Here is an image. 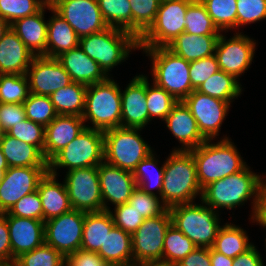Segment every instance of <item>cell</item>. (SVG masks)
Instances as JSON below:
<instances>
[{
	"mask_svg": "<svg viewBox=\"0 0 266 266\" xmlns=\"http://www.w3.org/2000/svg\"><path fill=\"white\" fill-rule=\"evenodd\" d=\"M48 167H9L0 183V213L8 212L23 196L37 190Z\"/></svg>",
	"mask_w": 266,
	"mask_h": 266,
	"instance_id": "17",
	"label": "cell"
},
{
	"mask_svg": "<svg viewBox=\"0 0 266 266\" xmlns=\"http://www.w3.org/2000/svg\"><path fill=\"white\" fill-rule=\"evenodd\" d=\"M183 102L197 121L202 136L206 140H214L213 138L219 134L231 103L211 97L196 89Z\"/></svg>",
	"mask_w": 266,
	"mask_h": 266,
	"instance_id": "16",
	"label": "cell"
},
{
	"mask_svg": "<svg viewBox=\"0 0 266 266\" xmlns=\"http://www.w3.org/2000/svg\"><path fill=\"white\" fill-rule=\"evenodd\" d=\"M86 127L84 120L76 115H57L45 127L43 156L49 162L59 151L72 142Z\"/></svg>",
	"mask_w": 266,
	"mask_h": 266,
	"instance_id": "22",
	"label": "cell"
},
{
	"mask_svg": "<svg viewBox=\"0 0 266 266\" xmlns=\"http://www.w3.org/2000/svg\"><path fill=\"white\" fill-rule=\"evenodd\" d=\"M115 227L121 228L131 235L143 223L144 218L129 204H120L114 207V214L110 210Z\"/></svg>",
	"mask_w": 266,
	"mask_h": 266,
	"instance_id": "51",
	"label": "cell"
},
{
	"mask_svg": "<svg viewBox=\"0 0 266 266\" xmlns=\"http://www.w3.org/2000/svg\"><path fill=\"white\" fill-rule=\"evenodd\" d=\"M232 266H264V264L256 246L253 245L245 253L235 257Z\"/></svg>",
	"mask_w": 266,
	"mask_h": 266,
	"instance_id": "58",
	"label": "cell"
},
{
	"mask_svg": "<svg viewBox=\"0 0 266 266\" xmlns=\"http://www.w3.org/2000/svg\"><path fill=\"white\" fill-rule=\"evenodd\" d=\"M266 19V0H237V27Z\"/></svg>",
	"mask_w": 266,
	"mask_h": 266,
	"instance_id": "49",
	"label": "cell"
},
{
	"mask_svg": "<svg viewBox=\"0 0 266 266\" xmlns=\"http://www.w3.org/2000/svg\"><path fill=\"white\" fill-rule=\"evenodd\" d=\"M184 32L195 35L220 36V30L214 24L205 6L200 0H194L186 10Z\"/></svg>",
	"mask_w": 266,
	"mask_h": 266,
	"instance_id": "38",
	"label": "cell"
},
{
	"mask_svg": "<svg viewBox=\"0 0 266 266\" xmlns=\"http://www.w3.org/2000/svg\"><path fill=\"white\" fill-rule=\"evenodd\" d=\"M64 184L72 209L86 213L103 211L98 166L66 172Z\"/></svg>",
	"mask_w": 266,
	"mask_h": 266,
	"instance_id": "12",
	"label": "cell"
},
{
	"mask_svg": "<svg viewBox=\"0 0 266 266\" xmlns=\"http://www.w3.org/2000/svg\"><path fill=\"white\" fill-rule=\"evenodd\" d=\"M30 93L50 96L63 88L72 79L57 58L34 56L26 72Z\"/></svg>",
	"mask_w": 266,
	"mask_h": 266,
	"instance_id": "18",
	"label": "cell"
},
{
	"mask_svg": "<svg viewBox=\"0 0 266 266\" xmlns=\"http://www.w3.org/2000/svg\"><path fill=\"white\" fill-rule=\"evenodd\" d=\"M51 16L48 22L46 56L57 58L62 53L79 46V37L69 23L48 4Z\"/></svg>",
	"mask_w": 266,
	"mask_h": 266,
	"instance_id": "28",
	"label": "cell"
},
{
	"mask_svg": "<svg viewBox=\"0 0 266 266\" xmlns=\"http://www.w3.org/2000/svg\"><path fill=\"white\" fill-rule=\"evenodd\" d=\"M10 260H12V250L5 212L0 213V261Z\"/></svg>",
	"mask_w": 266,
	"mask_h": 266,
	"instance_id": "56",
	"label": "cell"
},
{
	"mask_svg": "<svg viewBox=\"0 0 266 266\" xmlns=\"http://www.w3.org/2000/svg\"><path fill=\"white\" fill-rule=\"evenodd\" d=\"M114 226L110 211L85 212L80 249L98 253L101 245H104L106 235Z\"/></svg>",
	"mask_w": 266,
	"mask_h": 266,
	"instance_id": "32",
	"label": "cell"
},
{
	"mask_svg": "<svg viewBox=\"0 0 266 266\" xmlns=\"http://www.w3.org/2000/svg\"><path fill=\"white\" fill-rule=\"evenodd\" d=\"M217 28L237 29V0H200Z\"/></svg>",
	"mask_w": 266,
	"mask_h": 266,
	"instance_id": "40",
	"label": "cell"
},
{
	"mask_svg": "<svg viewBox=\"0 0 266 266\" xmlns=\"http://www.w3.org/2000/svg\"><path fill=\"white\" fill-rule=\"evenodd\" d=\"M146 76L136 75L121 91V127L143 129L149 123Z\"/></svg>",
	"mask_w": 266,
	"mask_h": 266,
	"instance_id": "20",
	"label": "cell"
},
{
	"mask_svg": "<svg viewBox=\"0 0 266 266\" xmlns=\"http://www.w3.org/2000/svg\"><path fill=\"white\" fill-rule=\"evenodd\" d=\"M175 266H211L210 248L196 247Z\"/></svg>",
	"mask_w": 266,
	"mask_h": 266,
	"instance_id": "55",
	"label": "cell"
},
{
	"mask_svg": "<svg viewBox=\"0 0 266 266\" xmlns=\"http://www.w3.org/2000/svg\"><path fill=\"white\" fill-rule=\"evenodd\" d=\"M46 4L44 0H0V18L11 25L20 18L36 14Z\"/></svg>",
	"mask_w": 266,
	"mask_h": 266,
	"instance_id": "46",
	"label": "cell"
},
{
	"mask_svg": "<svg viewBox=\"0 0 266 266\" xmlns=\"http://www.w3.org/2000/svg\"><path fill=\"white\" fill-rule=\"evenodd\" d=\"M47 4H52L55 0H44Z\"/></svg>",
	"mask_w": 266,
	"mask_h": 266,
	"instance_id": "66",
	"label": "cell"
},
{
	"mask_svg": "<svg viewBox=\"0 0 266 266\" xmlns=\"http://www.w3.org/2000/svg\"><path fill=\"white\" fill-rule=\"evenodd\" d=\"M11 216L30 218L43 221L42 202L38 191L23 196L8 211Z\"/></svg>",
	"mask_w": 266,
	"mask_h": 266,
	"instance_id": "50",
	"label": "cell"
},
{
	"mask_svg": "<svg viewBox=\"0 0 266 266\" xmlns=\"http://www.w3.org/2000/svg\"><path fill=\"white\" fill-rule=\"evenodd\" d=\"M29 94L26 74H0V103L23 104Z\"/></svg>",
	"mask_w": 266,
	"mask_h": 266,
	"instance_id": "43",
	"label": "cell"
},
{
	"mask_svg": "<svg viewBox=\"0 0 266 266\" xmlns=\"http://www.w3.org/2000/svg\"><path fill=\"white\" fill-rule=\"evenodd\" d=\"M0 266H19L18 262L14 260L0 261Z\"/></svg>",
	"mask_w": 266,
	"mask_h": 266,
	"instance_id": "62",
	"label": "cell"
},
{
	"mask_svg": "<svg viewBox=\"0 0 266 266\" xmlns=\"http://www.w3.org/2000/svg\"><path fill=\"white\" fill-rule=\"evenodd\" d=\"M218 38L219 36H198L183 32L167 48L191 62L214 55Z\"/></svg>",
	"mask_w": 266,
	"mask_h": 266,
	"instance_id": "30",
	"label": "cell"
},
{
	"mask_svg": "<svg viewBox=\"0 0 266 266\" xmlns=\"http://www.w3.org/2000/svg\"><path fill=\"white\" fill-rule=\"evenodd\" d=\"M34 55L9 28L0 39V74H26Z\"/></svg>",
	"mask_w": 266,
	"mask_h": 266,
	"instance_id": "26",
	"label": "cell"
},
{
	"mask_svg": "<svg viewBox=\"0 0 266 266\" xmlns=\"http://www.w3.org/2000/svg\"><path fill=\"white\" fill-rule=\"evenodd\" d=\"M85 212L74 210L51 218L45 224V243L64 257L81 248Z\"/></svg>",
	"mask_w": 266,
	"mask_h": 266,
	"instance_id": "13",
	"label": "cell"
},
{
	"mask_svg": "<svg viewBox=\"0 0 266 266\" xmlns=\"http://www.w3.org/2000/svg\"><path fill=\"white\" fill-rule=\"evenodd\" d=\"M171 224L169 209L157 217L144 219L132 234L133 265H162L164 238Z\"/></svg>",
	"mask_w": 266,
	"mask_h": 266,
	"instance_id": "11",
	"label": "cell"
},
{
	"mask_svg": "<svg viewBox=\"0 0 266 266\" xmlns=\"http://www.w3.org/2000/svg\"><path fill=\"white\" fill-rule=\"evenodd\" d=\"M233 75L219 70L203 82L196 90L231 103L232 99L242 94V85Z\"/></svg>",
	"mask_w": 266,
	"mask_h": 266,
	"instance_id": "35",
	"label": "cell"
},
{
	"mask_svg": "<svg viewBox=\"0 0 266 266\" xmlns=\"http://www.w3.org/2000/svg\"><path fill=\"white\" fill-rule=\"evenodd\" d=\"M8 168H0V183L2 182L3 178H4V174H5V171L7 170Z\"/></svg>",
	"mask_w": 266,
	"mask_h": 266,
	"instance_id": "63",
	"label": "cell"
},
{
	"mask_svg": "<svg viewBox=\"0 0 266 266\" xmlns=\"http://www.w3.org/2000/svg\"><path fill=\"white\" fill-rule=\"evenodd\" d=\"M4 133L5 132L2 130V127L0 126V139L3 137Z\"/></svg>",
	"mask_w": 266,
	"mask_h": 266,
	"instance_id": "65",
	"label": "cell"
},
{
	"mask_svg": "<svg viewBox=\"0 0 266 266\" xmlns=\"http://www.w3.org/2000/svg\"><path fill=\"white\" fill-rule=\"evenodd\" d=\"M79 47L107 75L114 66L125 61L131 50H139L138 39L132 33L114 27L80 38Z\"/></svg>",
	"mask_w": 266,
	"mask_h": 266,
	"instance_id": "4",
	"label": "cell"
},
{
	"mask_svg": "<svg viewBox=\"0 0 266 266\" xmlns=\"http://www.w3.org/2000/svg\"><path fill=\"white\" fill-rule=\"evenodd\" d=\"M25 119L26 114L23 104L0 103V126L5 133Z\"/></svg>",
	"mask_w": 266,
	"mask_h": 266,
	"instance_id": "53",
	"label": "cell"
},
{
	"mask_svg": "<svg viewBox=\"0 0 266 266\" xmlns=\"http://www.w3.org/2000/svg\"><path fill=\"white\" fill-rule=\"evenodd\" d=\"M72 81L86 86L106 80L109 76L100 65L77 46L57 57Z\"/></svg>",
	"mask_w": 266,
	"mask_h": 266,
	"instance_id": "24",
	"label": "cell"
},
{
	"mask_svg": "<svg viewBox=\"0 0 266 266\" xmlns=\"http://www.w3.org/2000/svg\"><path fill=\"white\" fill-rule=\"evenodd\" d=\"M6 133L20 141L35 145L43 153L45 144V127L43 125L26 118Z\"/></svg>",
	"mask_w": 266,
	"mask_h": 266,
	"instance_id": "48",
	"label": "cell"
},
{
	"mask_svg": "<svg viewBox=\"0 0 266 266\" xmlns=\"http://www.w3.org/2000/svg\"><path fill=\"white\" fill-rule=\"evenodd\" d=\"M219 71L218 61L214 55L190 62V80L194 89H197L214 73Z\"/></svg>",
	"mask_w": 266,
	"mask_h": 266,
	"instance_id": "52",
	"label": "cell"
},
{
	"mask_svg": "<svg viewBox=\"0 0 266 266\" xmlns=\"http://www.w3.org/2000/svg\"><path fill=\"white\" fill-rule=\"evenodd\" d=\"M253 245V243H250L244 229L235 224L226 223L220 227L211 248L218 253L234 259L238 255L245 253Z\"/></svg>",
	"mask_w": 266,
	"mask_h": 266,
	"instance_id": "33",
	"label": "cell"
},
{
	"mask_svg": "<svg viewBox=\"0 0 266 266\" xmlns=\"http://www.w3.org/2000/svg\"><path fill=\"white\" fill-rule=\"evenodd\" d=\"M56 177L47 172L38 184L44 222L72 210L66 186L64 182L59 183Z\"/></svg>",
	"mask_w": 266,
	"mask_h": 266,
	"instance_id": "27",
	"label": "cell"
},
{
	"mask_svg": "<svg viewBox=\"0 0 266 266\" xmlns=\"http://www.w3.org/2000/svg\"><path fill=\"white\" fill-rule=\"evenodd\" d=\"M152 84V86L149 84L148 77L146 76V101L149 122L154 117L164 121L178 101L164 88L157 86L154 82Z\"/></svg>",
	"mask_w": 266,
	"mask_h": 266,
	"instance_id": "42",
	"label": "cell"
},
{
	"mask_svg": "<svg viewBox=\"0 0 266 266\" xmlns=\"http://www.w3.org/2000/svg\"><path fill=\"white\" fill-rule=\"evenodd\" d=\"M51 6L69 23L79 38L109 28L97 0H55Z\"/></svg>",
	"mask_w": 266,
	"mask_h": 266,
	"instance_id": "14",
	"label": "cell"
},
{
	"mask_svg": "<svg viewBox=\"0 0 266 266\" xmlns=\"http://www.w3.org/2000/svg\"><path fill=\"white\" fill-rule=\"evenodd\" d=\"M0 147L9 167H48L43 153L35 146L4 133Z\"/></svg>",
	"mask_w": 266,
	"mask_h": 266,
	"instance_id": "29",
	"label": "cell"
},
{
	"mask_svg": "<svg viewBox=\"0 0 266 266\" xmlns=\"http://www.w3.org/2000/svg\"><path fill=\"white\" fill-rule=\"evenodd\" d=\"M12 260L45 243L44 221L11 216L6 212Z\"/></svg>",
	"mask_w": 266,
	"mask_h": 266,
	"instance_id": "21",
	"label": "cell"
},
{
	"mask_svg": "<svg viewBox=\"0 0 266 266\" xmlns=\"http://www.w3.org/2000/svg\"><path fill=\"white\" fill-rule=\"evenodd\" d=\"M196 203L179 204L169 208L172 224L197 247L211 248L220 229L216 210Z\"/></svg>",
	"mask_w": 266,
	"mask_h": 266,
	"instance_id": "7",
	"label": "cell"
},
{
	"mask_svg": "<svg viewBox=\"0 0 266 266\" xmlns=\"http://www.w3.org/2000/svg\"><path fill=\"white\" fill-rule=\"evenodd\" d=\"M133 266H165L160 264H134Z\"/></svg>",
	"mask_w": 266,
	"mask_h": 266,
	"instance_id": "64",
	"label": "cell"
},
{
	"mask_svg": "<svg viewBox=\"0 0 266 266\" xmlns=\"http://www.w3.org/2000/svg\"><path fill=\"white\" fill-rule=\"evenodd\" d=\"M46 4L34 15L14 21L10 28L17 34L34 56H46L48 22L45 21Z\"/></svg>",
	"mask_w": 266,
	"mask_h": 266,
	"instance_id": "25",
	"label": "cell"
},
{
	"mask_svg": "<svg viewBox=\"0 0 266 266\" xmlns=\"http://www.w3.org/2000/svg\"><path fill=\"white\" fill-rule=\"evenodd\" d=\"M99 184L103 201V211H110L108 201L115 206L128 203L137 187L133 173L102 162L98 166Z\"/></svg>",
	"mask_w": 266,
	"mask_h": 266,
	"instance_id": "19",
	"label": "cell"
},
{
	"mask_svg": "<svg viewBox=\"0 0 266 266\" xmlns=\"http://www.w3.org/2000/svg\"><path fill=\"white\" fill-rule=\"evenodd\" d=\"M211 266H232L233 258L227 257L224 254L210 248Z\"/></svg>",
	"mask_w": 266,
	"mask_h": 266,
	"instance_id": "59",
	"label": "cell"
},
{
	"mask_svg": "<svg viewBox=\"0 0 266 266\" xmlns=\"http://www.w3.org/2000/svg\"><path fill=\"white\" fill-rule=\"evenodd\" d=\"M251 219L254 223L256 221L259 225L266 226V182L264 180L260 183L256 206Z\"/></svg>",
	"mask_w": 266,
	"mask_h": 266,
	"instance_id": "57",
	"label": "cell"
},
{
	"mask_svg": "<svg viewBox=\"0 0 266 266\" xmlns=\"http://www.w3.org/2000/svg\"><path fill=\"white\" fill-rule=\"evenodd\" d=\"M202 197L196 165L190 151L172 150L164 163L161 201L169 209L179 204L193 203Z\"/></svg>",
	"mask_w": 266,
	"mask_h": 266,
	"instance_id": "1",
	"label": "cell"
},
{
	"mask_svg": "<svg viewBox=\"0 0 266 266\" xmlns=\"http://www.w3.org/2000/svg\"><path fill=\"white\" fill-rule=\"evenodd\" d=\"M196 247L187 236L171 224L164 238L162 265L175 266Z\"/></svg>",
	"mask_w": 266,
	"mask_h": 266,
	"instance_id": "37",
	"label": "cell"
},
{
	"mask_svg": "<svg viewBox=\"0 0 266 266\" xmlns=\"http://www.w3.org/2000/svg\"><path fill=\"white\" fill-rule=\"evenodd\" d=\"M23 106L26 118L44 127L58 115L49 96L30 93Z\"/></svg>",
	"mask_w": 266,
	"mask_h": 266,
	"instance_id": "44",
	"label": "cell"
},
{
	"mask_svg": "<svg viewBox=\"0 0 266 266\" xmlns=\"http://www.w3.org/2000/svg\"><path fill=\"white\" fill-rule=\"evenodd\" d=\"M104 162V133L102 130L87 128L49 162L48 172L57 176L58 168L68 171L78 168L99 166Z\"/></svg>",
	"mask_w": 266,
	"mask_h": 266,
	"instance_id": "9",
	"label": "cell"
},
{
	"mask_svg": "<svg viewBox=\"0 0 266 266\" xmlns=\"http://www.w3.org/2000/svg\"><path fill=\"white\" fill-rule=\"evenodd\" d=\"M160 200L159 196L148 194L141 188L136 187L128 203L140 216L144 219H148L161 215L167 209Z\"/></svg>",
	"mask_w": 266,
	"mask_h": 266,
	"instance_id": "47",
	"label": "cell"
},
{
	"mask_svg": "<svg viewBox=\"0 0 266 266\" xmlns=\"http://www.w3.org/2000/svg\"><path fill=\"white\" fill-rule=\"evenodd\" d=\"M139 49L152 60L153 82L177 101H183L195 90L190 80V62L175 55L167 47Z\"/></svg>",
	"mask_w": 266,
	"mask_h": 266,
	"instance_id": "6",
	"label": "cell"
},
{
	"mask_svg": "<svg viewBox=\"0 0 266 266\" xmlns=\"http://www.w3.org/2000/svg\"><path fill=\"white\" fill-rule=\"evenodd\" d=\"M155 154L152 152L145 159H143L132 172L136 181V186L141 188L148 194H152L161 198L162 186L164 179V163L158 169V159H156ZM152 169V170H151ZM154 169V170H153ZM152 171V172H151ZM153 171L154 175H153ZM154 188L158 193H155Z\"/></svg>",
	"mask_w": 266,
	"mask_h": 266,
	"instance_id": "36",
	"label": "cell"
},
{
	"mask_svg": "<svg viewBox=\"0 0 266 266\" xmlns=\"http://www.w3.org/2000/svg\"><path fill=\"white\" fill-rule=\"evenodd\" d=\"M162 0H129L132 11V34L139 39L154 22Z\"/></svg>",
	"mask_w": 266,
	"mask_h": 266,
	"instance_id": "41",
	"label": "cell"
},
{
	"mask_svg": "<svg viewBox=\"0 0 266 266\" xmlns=\"http://www.w3.org/2000/svg\"><path fill=\"white\" fill-rule=\"evenodd\" d=\"M121 108L120 86L108 77L87 87L82 118L93 124L87 128L105 131L121 127Z\"/></svg>",
	"mask_w": 266,
	"mask_h": 266,
	"instance_id": "5",
	"label": "cell"
},
{
	"mask_svg": "<svg viewBox=\"0 0 266 266\" xmlns=\"http://www.w3.org/2000/svg\"><path fill=\"white\" fill-rule=\"evenodd\" d=\"M0 168H9L1 147H0Z\"/></svg>",
	"mask_w": 266,
	"mask_h": 266,
	"instance_id": "61",
	"label": "cell"
},
{
	"mask_svg": "<svg viewBox=\"0 0 266 266\" xmlns=\"http://www.w3.org/2000/svg\"><path fill=\"white\" fill-rule=\"evenodd\" d=\"M139 128L116 127L103 131L104 162L133 172L137 165L153 152L144 141Z\"/></svg>",
	"mask_w": 266,
	"mask_h": 266,
	"instance_id": "8",
	"label": "cell"
},
{
	"mask_svg": "<svg viewBox=\"0 0 266 266\" xmlns=\"http://www.w3.org/2000/svg\"><path fill=\"white\" fill-rule=\"evenodd\" d=\"M225 136L217 143L206 140L192 153L197 178L201 189L217 180L241 171L247 164L239 154L237 147Z\"/></svg>",
	"mask_w": 266,
	"mask_h": 266,
	"instance_id": "2",
	"label": "cell"
},
{
	"mask_svg": "<svg viewBox=\"0 0 266 266\" xmlns=\"http://www.w3.org/2000/svg\"><path fill=\"white\" fill-rule=\"evenodd\" d=\"M9 28L10 24L6 20L0 18V39L5 35Z\"/></svg>",
	"mask_w": 266,
	"mask_h": 266,
	"instance_id": "60",
	"label": "cell"
},
{
	"mask_svg": "<svg viewBox=\"0 0 266 266\" xmlns=\"http://www.w3.org/2000/svg\"><path fill=\"white\" fill-rule=\"evenodd\" d=\"M109 264L98 254L82 249L65 257V266H108Z\"/></svg>",
	"mask_w": 266,
	"mask_h": 266,
	"instance_id": "54",
	"label": "cell"
},
{
	"mask_svg": "<svg viewBox=\"0 0 266 266\" xmlns=\"http://www.w3.org/2000/svg\"><path fill=\"white\" fill-rule=\"evenodd\" d=\"M255 45L252 38L238 32L230 39L220 34L215 48L219 70L239 80L240 75L252 64Z\"/></svg>",
	"mask_w": 266,
	"mask_h": 266,
	"instance_id": "15",
	"label": "cell"
},
{
	"mask_svg": "<svg viewBox=\"0 0 266 266\" xmlns=\"http://www.w3.org/2000/svg\"><path fill=\"white\" fill-rule=\"evenodd\" d=\"M105 22L109 27L132 33V11L129 0H97Z\"/></svg>",
	"mask_w": 266,
	"mask_h": 266,
	"instance_id": "39",
	"label": "cell"
},
{
	"mask_svg": "<svg viewBox=\"0 0 266 266\" xmlns=\"http://www.w3.org/2000/svg\"><path fill=\"white\" fill-rule=\"evenodd\" d=\"M15 260L19 266H65V257L46 243L21 254Z\"/></svg>",
	"mask_w": 266,
	"mask_h": 266,
	"instance_id": "45",
	"label": "cell"
},
{
	"mask_svg": "<svg viewBox=\"0 0 266 266\" xmlns=\"http://www.w3.org/2000/svg\"><path fill=\"white\" fill-rule=\"evenodd\" d=\"M164 121L173 136L182 144L181 148L174 150L189 151L206 141L199 131L197 121L183 101H178Z\"/></svg>",
	"mask_w": 266,
	"mask_h": 266,
	"instance_id": "23",
	"label": "cell"
},
{
	"mask_svg": "<svg viewBox=\"0 0 266 266\" xmlns=\"http://www.w3.org/2000/svg\"><path fill=\"white\" fill-rule=\"evenodd\" d=\"M194 0H162L156 18L138 39L139 48L167 47L184 32L187 7Z\"/></svg>",
	"mask_w": 266,
	"mask_h": 266,
	"instance_id": "10",
	"label": "cell"
},
{
	"mask_svg": "<svg viewBox=\"0 0 266 266\" xmlns=\"http://www.w3.org/2000/svg\"><path fill=\"white\" fill-rule=\"evenodd\" d=\"M263 176L252 172L246 165L241 171L212 182L202 190L201 201L208 207L232 210L252 198V216Z\"/></svg>",
	"mask_w": 266,
	"mask_h": 266,
	"instance_id": "3",
	"label": "cell"
},
{
	"mask_svg": "<svg viewBox=\"0 0 266 266\" xmlns=\"http://www.w3.org/2000/svg\"><path fill=\"white\" fill-rule=\"evenodd\" d=\"M98 254L109 265L133 266L132 235L114 226L106 235Z\"/></svg>",
	"mask_w": 266,
	"mask_h": 266,
	"instance_id": "31",
	"label": "cell"
},
{
	"mask_svg": "<svg viewBox=\"0 0 266 266\" xmlns=\"http://www.w3.org/2000/svg\"><path fill=\"white\" fill-rule=\"evenodd\" d=\"M86 85L72 82L60 88L49 97L58 115L82 117L85 108Z\"/></svg>",
	"mask_w": 266,
	"mask_h": 266,
	"instance_id": "34",
	"label": "cell"
}]
</instances>
